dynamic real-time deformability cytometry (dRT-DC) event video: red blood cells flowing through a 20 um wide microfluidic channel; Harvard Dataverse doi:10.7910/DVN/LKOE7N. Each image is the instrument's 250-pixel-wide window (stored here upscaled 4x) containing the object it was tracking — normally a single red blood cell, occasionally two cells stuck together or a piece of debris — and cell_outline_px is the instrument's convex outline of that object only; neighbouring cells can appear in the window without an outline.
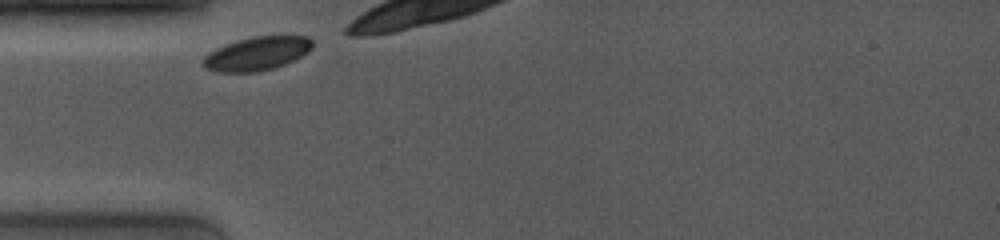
{"species": "common noctule bat (a hibernating species)", "species_latin": "Nyctalus noctula", "temperature_condition": "room temperature", "stored_images_in_passage": 10, "camera_frame_rate_fps": 4000, "um_per_image_px": 0.085, "animal": {"sex": "female", "body_mass_g": 19.0, "forearm_length_mm": 53.3}, "frame": {"image": 1, "passage_image": 1, "time_ms": 0.0, "image_size_px": [1000, 240], "cell_outline_px": [[312, 48], [308, 52], [284, 64], [272, 68], [256, 72], [216, 72], [204, 68], [200, 60], [208, 52], [216, 48], [252, 36], [308, 36], [312, 40]], "centroid_in_image_um": [21.79, 4.56], "position_along_channel_um": 63.2, "area_um2": 21.33}}